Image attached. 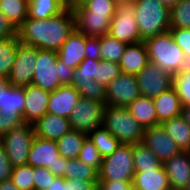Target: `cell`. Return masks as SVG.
Segmentation results:
<instances>
[{
    "mask_svg": "<svg viewBox=\"0 0 190 190\" xmlns=\"http://www.w3.org/2000/svg\"><path fill=\"white\" fill-rule=\"evenodd\" d=\"M75 29L74 12L67 7L59 15L47 19L27 17L18 29V36L20 43L58 51Z\"/></svg>",
    "mask_w": 190,
    "mask_h": 190,
    "instance_id": "obj_1",
    "label": "cell"
},
{
    "mask_svg": "<svg viewBox=\"0 0 190 190\" xmlns=\"http://www.w3.org/2000/svg\"><path fill=\"white\" fill-rule=\"evenodd\" d=\"M74 69L58 59L57 51L38 49L31 85L53 92L63 85H71Z\"/></svg>",
    "mask_w": 190,
    "mask_h": 190,
    "instance_id": "obj_2",
    "label": "cell"
},
{
    "mask_svg": "<svg viewBox=\"0 0 190 190\" xmlns=\"http://www.w3.org/2000/svg\"><path fill=\"white\" fill-rule=\"evenodd\" d=\"M135 18L144 41L170 29V8L159 0H135Z\"/></svg>",
    "mask_w": 190,
    "mask_h": 190,
    "instance_id": "obj_3",
    "label": "cell"
},
{
    "mask_svg": "<svg viewBox=\"0 0 190 190\" xmlns=\"http://www.w3.org/2000/svg\"><path fill=\"white\" fill-rule=\"evenodd\" d=\"M121 144H137L143 141L144 129L130 114L127 107L106 105L103 125Z\"/></svg>",
    "mask_w": 190,
    "mask_h": 190,
    "instance_id": "obj_4",
    "label": "cell"
},
{
    "mask_svg": "<svg viewBox=\"0 0 190 190\" xmlns=\"http://www.w3.org/2000/svg\"><path fill=\"white\" fill-rule=\"evenodd\" d=\"M143 42L151 63L158 65L172 75L177 72L178 66L185 55L175 43L170 31L150 37Z\"/></svg>",
    "mask_w": 190,
    "mask_h": 190,
    "instance_id": "obj_5",
    "label": "cell"
},
{
    "mask_svg": "<svg viewBox=\"0 0 190 190\" xmlns=\"http://www.w3.org/2000/svg\"><path fill=\"white\" fill-rule=\"evenodd\" d=\"M67 160L59 154L57 141L35 136L27 164L32 167H45L56 177L64 178Z\"/></svg>",
    "mask_w": 190,
    "mask_h": 190,
    "instance_id": "obj_6",
    "label": "cell"
},
{
    "mask_svg": "<svg viewBox=\"0 0 190 190\" xmlns=\"http://www.w3.org/2000/svg\"><path fill=\"white\" fill-rule=\"evenodd\" d=\"M134 173L133 145L120 144L111 155L103 158L98 180L133 181Z\"/></svg>",
    "mask_w": 190,
    "mask_h": 190,
    "instance_id": "obj_7",
    "label": "cell"
},
{
    "mask_svg": "<svg viewBox=\"0 0 190 190\" xmlns=\"http://www.w3.org/2000/svg\"><path fill=\"white\" fill-rule=\"evenodd\" d=\"M33 125L22 123L10 132L2 135V142L12 167L26 165L32 142L35 138Z\"/></svg>",
    "mask_w": 190,
    "mask_h": 190,
    "instance_id": "obj_8",
    "label": "cell"
},
{
    "mask_svg": "<svg viewBox=\"0 0 190 190\" xmlns=\"http://www.w3.org/2000/svg\"><path fill=\"white\" fill-rule=\"evenodd\" d=\"M104 102L80 98L69 116L71 130L89 134L103 125Z\"/></svg>",
    "mask_w": 190,
    "mask_h": 190,
    "instance_id": "obj_9",
    "label": "cell"
},
{
    "mask_svg": "<svg viewBox=\"0 0 190 190\" xmlns=\"http://www.w3.org/2000/svg\"><path fill=\"white\" fill-rule=\"evenodd\" d=\"M99 60L85 58L74 70L71 86L78 90L82 98L106 104V87L100 85L94 79Z\"/></svg>",
    "mask_w": 190,
    "mask_h": 190,
    "instance_id": "obj_10",
    "label": "cell"
},
{
    "mask_svg": "<svg viewBox=\"0 0 190 190\" xmlns=\"http://www.w3.org/2000/svg\"><path fill=\"white\" fill-rule=\"evenodd\" d=\"M108 34L127 45L143 41L136 23L134 2L115 6Z\"/></svg>",
    "mask_w": 190,
    "mask_h": 190,
    "instance_id": "obj_11",
    "label": "cell"
},
{
    "mask_svg": "<svg viewBox=\"0 0 190 190\" xmlns=\"http://www.w3.org/2000/svg\"><path fill=\"white\" fill-rule=\"evenodd\" d=\"M136 79L140 95L152 99L173 87V75L151 62L136 75Z\"/></svg>",
    "mask_w": 190,
    "mask_h": 190,
    "instance_id": "obj_12",
    "label": "cell"
},
{
    "mask_svg": "<svg viewBox=\"0 0 190 190\" xmlns=\"http://www.w3.org/2000/svg\"><path fill=\"white\" fill-rule=\"evenodd\" d=\"M139 96L135 75L122 72L106 87V105L128 107Z\"/></svg>",
    "mask_w": 190,
    "mask_h": 190,
    "instance_id": "obj_13",
    "label": "cell"
},
{
    "mask_svg": "<svg viewBox=\"0 0 190 190\" xmlns=\"http://www.w3.org/2000/svg\"><path fill=\"white\" fill-rule=\"evenodd\" d=\"M38 48L20 43L13 68L8 76L9 83L15 87L31 85Z\"/></svg>",
    "mask_w": 190,
    "mask_h": 190,
    "instance_id": "obj_14",
    "label": "cell"
},
{
    "mask_svg": "<svg viewBox=\"0 0 190 190\" xmlns=\"http://www.w3.org/2000/svg\"><path fill=\"white\" fill-rule=\"evenodd\" d=\"M142 143L149 148L162 163L181 151L161 124L144 129Z\"/></svg>",
    "mask_w": 190,
    "mask_h": 190,
    "instance_id": "obj_15",
    "label": "cell"
},
{
    "mask_svg": "<svg viewBox=\"0 0 190 190\" xmlns=\"http://www.w3.org/2000/svg\"><path fill=\"white\" fill-rule=\"evenodd\" d=\"M24 94L25 108L22 114V120L24 123L33 125L47 113L51 92L33 85H28L24 87Z\"/></svg>",
    "mask_w": 190,
    "mask_h": 190,
    "instance_id": "obj_16",
    "label": "cell"
},
{
    "mask_svg": "<svg viewBox=\"0 0 190 190\" xmlns=\"http://www.w3.org/2000/svg\"><path fill=\"white\" fill-rule=\"evenodd\" d=\"M170 186L184 190L190 182V151H180L163 163Z\"/></svg>",
    "mask_w": 190,
    "mask_h": 190,
    "instance_id": "obj_17",
    "label": "cell"
},
{
    "mask_svg": "<svg viewBox=\"0 0 190 190\" xmlns=\"http://www.w3.org/2000/svg\"><path fill=\"white\" fill-rule=\"evenodd\" d=\"M76 30L86 37H101L109 33L114 15H98L92 12H74Z\"/></svg>",
    "mask_w": 190,
    "mask_h": 190,
    "instance_id": "obj_18",
    "label": "cell"
},
{
    "mask_svg": "<svg viewBox=\"0 0 190 190\" xmlns=\"http://www.w3.org/2000/svg\"><path fill=\"white\" fill-rule=\"evenodd\" d=\"M81 98L80 93L71 85H63L51 92L47 113L69 118L70 113Z\"/></svg>",
    "mask_w": 190,
    "mask_h": 190,
    "instance_id": "obj_19",
    "label": "cell"
},
{
    "mask_svg": "<svg viewBox=\"0 0 190 190\" xmlns=\"http://www.w3.org/2000/svg\"><path fill=\"white\" fill-rule=\"evenodd\" d=\"M36 136L52 141L59 140L71 130L68 118L46 113L33 124Z\"/></svg>",
    "mask_w": 190,
    "mask_h": 190,
    "instance_id": "obj_20",
    "label": "cell"
},
{
    "mask_svg": "<svg viewBox=\"0 0 190 190\" xmlns=\"http://www.w3.org/2000/svg\"><path fill=\"white\" fill-rule=\"evenodd\" d=\"M84 49L85 36L75 29L57 51L58 59L75 70L86 58Z\"/></svg>",
    "mask_w": 190,
    "mask_h": 190,
    "instance_id": "obj_21",
    "label": "cell"
},
{
    "mask_svg": "<svg viewBox=\"0 0 190 190\" xmlns=\"http://www.w3.org/2000/svg\"><path fill=\"white\" fill-rule=\"evenodd\" d=\"M149 62L147 49L142 41L126 46L119 65L123 73L136 76Z\"/></svg>",
    "mask_w": 190,
    "mask_h": 190,
    "instance_id": "obj_22",
    "label": "cell"
},
{
    "mask_svg": "<svg viewBox=\"0 0 190 190\" xmlns=\"http://www.w3.org/2000/svg\"><path fill=\"white\" fill-rule=\"evenodd\" d=\"M157 124L181 115L182 104L174 87L153 98Z\"/></svg>",
    "mask_w": 190,
    "mask_h": 190,
    "instance_id": "obj_23",
    "label": "cell"
},
{
    "mask_svg": "<svg viewBox=\"0 0 190 190\" xmlns=\"http://www.w3.org/2000/svg\"><path fill=\"white\" fill-rule=\"evenodd\" d=\"M132 186L136 190H163L170 187L168 176L163 165L156 170L135 172Z\"/></svg>",
    "mask_w": 190,
    "mask_h": 190,
    "instance_id": "obj_24",
    "label": "cell"
},
{
    "mask_svg": "<svg viewBox=\"0 0 190 190\" xmlns=\"http://www.w3.org/2000/svg\"><path fill=\"white\" fill-rule=\"evenodd\" d=\"M127 108L143 129L157 125L155 104L152 98L140 95Z\"/></svg>",
    "mask_w": 190,
    "mask_h": 190,
    "instance_id": "obj_25",
    "label": "cell"
},
{
    "mask_svg": "<svg viewBox=\"0 0 190 190\" xmlns=\"http://www.w3.org/2000/svg\"><path fill=\"white\" fill-rule=\"evenodd\" d=\"M25 108L24 87H15L9 84L0 96L1 115H21Z\"/></svg>",
    "mask_w": 190,
    "mask_h": 190,
    "instance_id": "obj_26",
    "label": "cell"
},
{
    "mask_svg": "<svg viewBox=\"0 0 190 190\" xmlns=\"http://www.w3.org/2000/svg\"><path fill=\"white\" fill-rule=\"evenodd\" d=\"M67 8L66 0H28V18L47 19Z\"/></svg>",
    "mask_w": 190,
    "mask_h": 190,
    "instance_id": "obj_27",
    "label": "cell"
},
{
    "mask_svg": "<svg viewBox=\"0 0 190 190\" xmlns=\"http://www.w3.org/2000/svg\"><path fill=\"white\" fill-rule=\"evenodd\" d=\"M161 125L181 151H190V126L181 116L167 120Z\"/></svg>",
    "mask_w": 190,
    "mask_h": 190,
    "instance_id": "obj_28",
    "label": "cell"
},
{
    "mask_svg": "<svg viewBox=\"0 0 190 190\" xmlns=\"http://www.w3.org/2000/svg\"><path fill=\"white\" fill-rule=\"evenodd\" d=\"M86 138L87 134L70 130L57 140L59 154L67 159L78 158Z\"/></svg>",
    "mask_w": 190,
    "mask_h": 190,
    "instance_id": "obj_29",
    "label": "cell"
},
{
    "mask_svg": "<svg viewBox=\"0 0 190 190\" xmlns=\"http://www.w3.org/2000/svg\"><path fill=\"white\" fill-rule=\"evenodd\" d=\"M0 11L18 30L28 17V0H0Z\"/></svg>",
    "mask_w": 190,
    "mask_h": 190,
    "instance_id": "obj_30",
    "label": "cell"
},
{
    "mask_svg": "<svg viewBox=\"0 0 190 190\" xmlns=\"http://www.w3.org/2000/svg\"><path fill=\"white\" fill-rule=\"evenodd\" d=\"M19 45V36L0 40V77L8 78L13 68Z\"/></svg>",
    "mask_w": 190,
    "mask_h": 190,
    "instance_id": "obj_31",
    "label": "cell"
},
{
    "mask_svg": "<svg viewBox=\"0 0 190 190\" xmlns=\"http://www.w3.org/2000/svg\"><path fill=\"white\" fill-rule=\"evenodd\" d=\"M88 139L98 149L101 156L111 155L121 144L108 130L103 126L94 129L87 135Z\"/></svg>",
    "mask_w": 190,
    "mask_h": 190,
    "instance_id": "obj_32",
    "label": "cell"
},
{
    "mask_svg": "<svg viewBox=\"0 0 190 190\" xmlns=\"http://www.w3.org/2000/svg\"><path fill=\"white\" fill-rule=\"evenodd\" d=\"M133 160L135 172L142 170H156L163 163L142 142L133 145Z\"/></svg>",
    "mask_w": 190,
    "mask_h": 190,
    "instance_id": "obj_33",
    "label": "cell"
},
{
    "mask_svg": "<svg viewBox=\"0 0 190 190\" xmlns=\"http://www.w3.org/2000/svg\"><path fill=\"white\" fill-rule=\"evenodd\" d=\"M127 44L120 42L109 34L100 37L101 60L118 63L122 58Z\"/></svg>",
    "mask_w": 190,
    "mask_h": 190,
    "instance_id": "obj_34",
    "label": "cell"
},
{
    "mask_svg": "<svg viewBox=\"0 0 190 190\" xmlns=\"http://www.w3.org/2000/svg\"><path fill=\"white\" fill-rule=\"evenodd\" d=\"M64 178L81 180H98V171L78 158L68 159L64 171Z\"/></svg>",
    "mask_w": 190,
    "mask_h": 190,
    "instance_id": "obj_35",
    "label": "cell"
},
{
    "mask_svg": "<svg viewBox=\"0 0 190 190\" xmlns=\"http://www.w3.org/2000/svg\"><path fill=\"white\" fill-rule=\"evenodd\" d=\"M169 31L175 43L182 49L185 55L175 74L190 72V29L170 28Z\"/></svg>",
    "mask_w": 190,
    "mask_h": 190,
    "instance_id": "obj_36",
    "label": "cell"
},
{
    "mask_svg": "<svg viewBox=\"0 0 190 190\" xmlns=\"http://www.w3.org/2000/svg\"><path fill=\"white\" fill-rule=\"evenodd\" d=\"M170 28L190 29V0H181L170 9Z\"/></svg>",
    "mask_w": 190,
    "mask_h": 190,
    "instance_id": "obj_37",
    "label": "cell"
},
{
    "mask_svg": "<svg viewBox=\"0 0 190 190\" xmlns=\"http://www.w3.org/2000/svg\"><path fill=\"white\" fill-rule=\"evenodd\" d=\"M121 73L122 71L118 63L100 59L97 64V71L94 79L100 85L107 87V85Z\"/></svg>",
    "mask_w": 190,
    "mask_h": 190,
    "instance_id": "obj_38",
    "label": "cell"
},
{
    "mask_svg": "<svg viewBox=\"0 0 190 190\" xmlns=\"http://www.w3.org/2000/svg\"><path fill=\"white\" fill-rule=\"evenodd\" d=\"M33 167L26 164L12 168L11 180L19 190H34Z\"/></svg>",
    "mask_w": 190,
    "mask_h": 190,
    "instance_id": "obj_39",
    "label": "cell"
},
{
    "mask_svg": "<svg viewBox=\"0 0 190 190\" xmlns=\"http://www.w3.org/2000/svg\"><path fill=\"white\" fill-rule=\"evenodd\" d=\"M115 6L113 0H88L81 6L73 9V12H92L98 15H115Z\"/></svg>",
    "mask_w": 190,
    "mask_h": 190,
    "instance_id": "obj_40",
    "label": "cell"
},
{
    "mask_svg": "<svg viewBox=\"0 0 190 190\" xmlns=\"http://www.w3.org/2000/svg\"><path fill=\"white\" fill-rule=\"evenodd\" d=\"M78 159L94 167L98 172L102 167L103 157L88 137L83 142Z\"/></svg>",
    "mask_w": 190,
    "mask_h": 190,
    "instance_id": "obj_41",
    "label": "cell"
},
{
    "mask_svg": "<svg viewBox=\"0 0 190 190\" xmlns=\"http://www.w3.org/2000/svg\"><path fill=\"white\" fill-rule=\"evenodd\" d=\"M173 87L181 101L182 106L190 105V72L173 75Z\"/></svg>",
    "mask_w": 190,
    "mask_h": 190,
    "instance_id": "obj_42",
    "label": "cell"
},
{
    "mask_svg": "<svg viewBox=\"0 0 190 190\" xmlns=\"http://www.w3.org/2000/svg\"><path fill=\"white\" fill-rule=\"evenodd\" d=\"M34 190H43L52 185V181L56 178L45 167H33Z\"/></svg>",
    "mask_w": 190,
    "mask_h": 190,
    "instance_id": "obj_43",
    "label": "cell"
},
{
    "mask_svg": "<svg viewBox=\"0 0 190 190\" xmlns=\"http://www.w3.org/2000/svg\"><path fill=\"white\" fill-rule=\"evenodd\" d=\"M23 123L21 115L0 114V135H4Z\"/></svg>",
    "mask_w": 190,
    "mask_h": 190,
    "instance_id": "obj_44",
    "label": "cell"
},
{
    "mask_svg": "<svg viewBox=\"0 0 190 190\" xmlns=\"http://www.w3.org/2000/svg\"><path fill=\"white\" fill-rule=\"evenodd\" d=\"M99 180L66 179V190H97Z\"/></svg>",
    "mask_w": 190,
    "mask_h": 190,
    "instance_id": "obj_45",
    "label": "cell"
},
{
    "mask_svg": "<svg viewBox=\"0 0 190 190\" xmlns=\"http://www.w3.org/2000/svg\"><path fill=\"white\" fill-rule=\"evenodd\" d=\"M85 57L89 59H101L100 56V37L85 36Z\"/></svg>",
    "mask_w": 190,
    "mask_h": 190,
    "instance_id": "obj_46",
    "label": "cell"
},
{
    "mask_svg": "<svg viewBox=\"0 0 190 190\" xmlns=\"http://www.w3.org/2000/svg\"><path fill=\"white\" fill-rule=\"evenodd\" d=\"M132 181L99 180L97 190H131Z\"/></svg>",
    "mask_w": 190,
    "mask_h": 190,
    "instance_id": "obj_47",
    "label": "cell"
},
{
    "mask_svg": "<svg viewBox=\"0 0 190 190\" xmlns=\"http://www.w3.org/2000/svg\"><path fill=\"white\" fill-rule=\"evenodd\" d=\"M18 36V30L0 11V40Z\"/></svg>",
    "mask_w": 190,
    "mask_h": 190,
    "instance_id": "obj_48",
    "label": "cell"
},
{
    "mask_svg": "<svg viewBox=\"0 0 190 190\" xmlns=\"http://www.w3.org/2000/svg\"><path fill=\"white\" fill-rule=\"evenodd\" d=\"M12 165L2 144H0V181L11 179Z\"/></svg>",
    "mask_w": 190,
    "mask_h": 190,
    "instance_id": "obj_49",
    "label": "cell"
},
{
    "mask_svg": "<svg viewBox=\"0 0 190 190\" xmlns=\"http://www.w3.org/2000/svg\"><path fill=\"white\" fill-rule=\"evenodd\" d=\"M46 190H66V178L56 177L52 181V185L47 187Z\"/></svg>",
    "mask_w": 190,
    "mask_h": 190,
    "instance_id": "obj_50",
    "label": "cell"
},
{
    "mask_svg": "<svg viewBox=\"0 0 190 190\" xmlns=\"http://www.w3.org/2000/svg\"><path fill=\"white\" fill-rule=\"evenodd\" d=\"M0 190H19L11 179L0 181Z\"/></svg>",
    "mask_w": 190,
    "mask_h": 190,
    "instance_id": "obj_51",
    "label": "cell"
},
{
    "mask_svg": "<svg viewBox=\"0 0 190 190\" xmlns=\"http://www.w3.org/2000/svg\"><path fill=\"white\" fill-rule=\"evenodd\" d=\"M186 123L190 126V105L182 106L181 115H180Z\"/></svg>",
    "mask_w": 190,
    "mask_h": 190,
    "instance_id": "obj_52",
    "label": "cell"
},
{
    "mask_svg": "<svg viewBox=\"0 0 190 190\" xmlns=\"http://www.w3.org/2000/svg\"><path fill=\"white\" fill-rule=\"evenodd\" d=\"M86 1H88V0H66L67 7L72 9V10L78 6H81Z\"/></svg>",
    "mask_w": 190,
    "mask_h": 190,
    "instance_id": "obj_53",
    "label": "cell"
},
{
    "mask_svg": "<svg viewBox=\"0 0 190 190\" xmlns=\"http://www.w3.org/2000/svg\"><path fill=\"white\" fill-rule=\"evenodd\" d=\"M9 80L6 77H0V96L2 92H4V88H6L9 85Z\"/></svg>",
    "mask_w": 190,
    "mask_h": 190,
    "instance_id": "obj_54",
    "label": "cell"
},
{
    "mask_svg": "<svg viewBox=\"0 0 190 190\" xmlns=\"http://www.w3.org/2000/svg\"><path fill=\"white\" fill-rule=\"evenodd\" d=\"M163 5L167 6L168 8H172L176 4H178L181 0H159Z\"/></svg>",
    "mask_w": 190,
    "mask_h": 190,
    "instance_id": "obj_55",
    "label": "cell"
},
{
    "mask_svg": "<svg viewBox=\"0 0 190 190\" xmlns=\"http://www.w3.org/2000/svg\"><path fill=\"white\" fill-rule=\"evenodd\" d=\"M116 5L133 3L135 0H113Z\"/></svg>",
    "mask_w": 190,
    "mask_h": 190,
    "instance_id": "obj_56",
    "label": "cell"
},
{
    "mask_svg": "<svg viewBox=\"0 0 190 190\" xmlns=\"http://www.w3.org/2000/svg\"><path fill=\"white\" fill-rule=\"evenodd\" d=\"M184 190H190V182L188 183V185L186 186Z\"/></svg>",
    "mask_w": 190,
    "mask_h": 190,
    "instance_id": "obj_57",
    "label": "cell"
},
{
    "mask_svg": "<svg viewBox=\"0 0 190 190\" xmlns=\"http://www.w3.org/2000/svg\"><path fill=\"white\" fill-rule=\"evenodd\" d=\"M163 190H175V189H173V188L170 186V187H167V188H165V189H163Z\"/></svg>",
    "mask_w": 190,
    "mask_h": 190,
    "instance_id": "obj_58",
    "label": "cell"
}]
</instances>
